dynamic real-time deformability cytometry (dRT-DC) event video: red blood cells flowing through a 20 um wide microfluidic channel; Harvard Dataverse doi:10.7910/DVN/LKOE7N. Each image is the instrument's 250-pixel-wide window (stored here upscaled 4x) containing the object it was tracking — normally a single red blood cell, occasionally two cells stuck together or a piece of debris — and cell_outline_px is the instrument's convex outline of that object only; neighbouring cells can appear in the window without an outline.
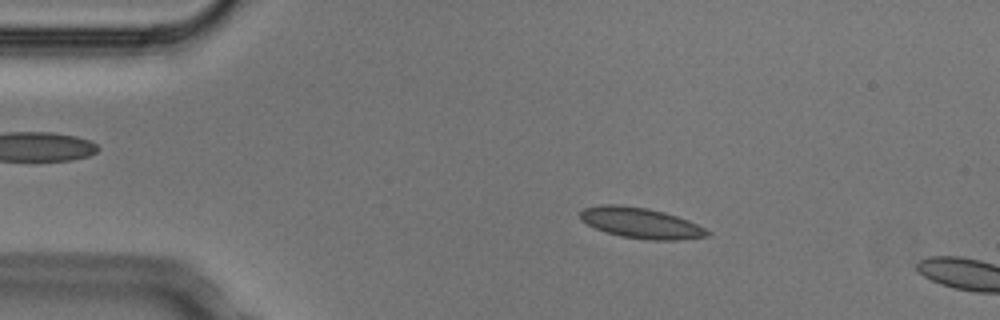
{"species": "Egyptian fruit bat (a non-hibernating species)", "species_latin": "Rousettus aegyptiacus", "temperature_condition": "cold", "stored_images_in_passage": 3, "camera_frame_rate_fps": 3000, "um_per_image_px": 0.085, "animal": {"sex": "male"}, "frame": {"image": 1, "passage_image": 2, "time_ms": 0.333, "image_size_px": [1000, 320], "cell_outline_px": [[712, 236], [680, 240], [648, 240], [620, 236], [596, 228], [580, 220], [580, 212], [584, 208], [600, 204], [620, 204], [648, 208], [664, 212], [688, 220], [712, 232]], "centroid_in_image_um": [54.5, 18.95], "position_along_channel_um": 30.5, "area_um2": 22.83}}